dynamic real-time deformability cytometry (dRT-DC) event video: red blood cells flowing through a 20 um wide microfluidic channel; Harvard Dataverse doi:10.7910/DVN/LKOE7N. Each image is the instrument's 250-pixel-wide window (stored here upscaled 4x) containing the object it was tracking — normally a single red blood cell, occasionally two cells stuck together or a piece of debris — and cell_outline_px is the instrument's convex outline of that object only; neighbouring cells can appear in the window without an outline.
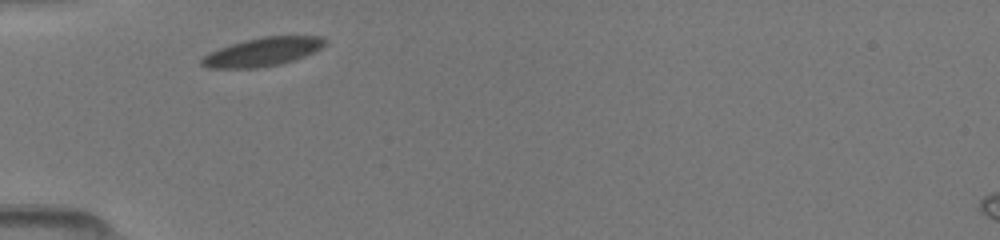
{"species": "common noctule bat (a hibernating species)", "species_latin": "Nyctalus noctula", "temperature_condition": "room temperature", "stored_images_in_passage": 4, "camera_frame_rate_fps": 3000, "um_per_image_px": 0.085, "animal": {"sex": "female", "body_mass_g": 19.5, "forearm_length_mm": 54.1}, "frame": {"image": 1, "passage_image": 1, "time_ms": 0.0, "image_size_px": [1000, 240], "cell_outline_px": [[324, 44], [320, 48], [304, 56], [280, 64], [256, 68], [208, 68], [200, 64], [200, 60], [208, 52], [244, 40], [264, 36], [324, 36]], "centroid_in_image_um": [22.27, 4.41], "position_along_channel_um": 62.7, "area_um2": 20.29}}
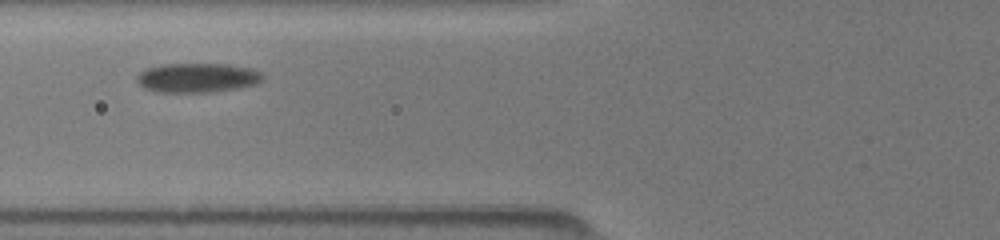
{"frame": {"image": 2, "passage_image": 3, "time_ms": 1.333, "image_size_px": [1000, 240], "cell_outline_px": [[264, 76], [256, 84], [240, 88], [212, 92], [156, 92], [144, 88], [136, 80], [136, 76], [140, 72], [148, 68], [164, 64], [228, 64], [252, 68], [260, 72]], "centroid_in_image_um": [16.78, 6.61], "position_along_channel_um": 109.0, "area_um2": 21.62}}